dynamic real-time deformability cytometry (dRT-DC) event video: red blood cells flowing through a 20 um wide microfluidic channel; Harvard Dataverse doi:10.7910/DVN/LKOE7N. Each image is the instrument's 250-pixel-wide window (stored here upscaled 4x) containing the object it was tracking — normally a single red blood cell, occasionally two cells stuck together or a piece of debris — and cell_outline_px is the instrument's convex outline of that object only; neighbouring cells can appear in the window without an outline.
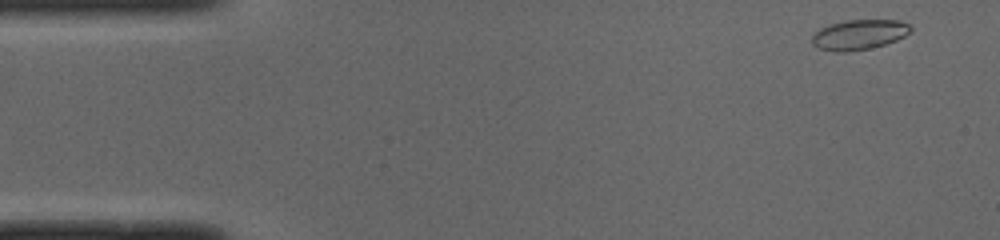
{"species": "common noctule bat (a hibernating species)", "species_latin": "Nyctalus noctula", "temperature_condition": "cold", "stored_images_in_passage": 11, "camera_frame_rate_fps": 3000, "um_per_image_px": 0.085, "animal": {"sex": "male", "body_mass_g": 19.0, "forearm_length_mm": 50.8}, "frame": {"image": 1, "passage_image": 1, "time_ms": 0.0, "image_size_px": [1000, 240], "cell_outline_px": [[912, 28], [904, 36], [896, 40], [884, 44], [868, 48], [848, 52], [836, 52], [820, 48], [812, 44], [812, 36], [820, 28], [828, 24], [848, 20], [900, 20], [908, 24]], "centroid_in_image_um": [73.0, 2.94], "position_along_channel_um": 12.0, "area_um2": 17.11}}